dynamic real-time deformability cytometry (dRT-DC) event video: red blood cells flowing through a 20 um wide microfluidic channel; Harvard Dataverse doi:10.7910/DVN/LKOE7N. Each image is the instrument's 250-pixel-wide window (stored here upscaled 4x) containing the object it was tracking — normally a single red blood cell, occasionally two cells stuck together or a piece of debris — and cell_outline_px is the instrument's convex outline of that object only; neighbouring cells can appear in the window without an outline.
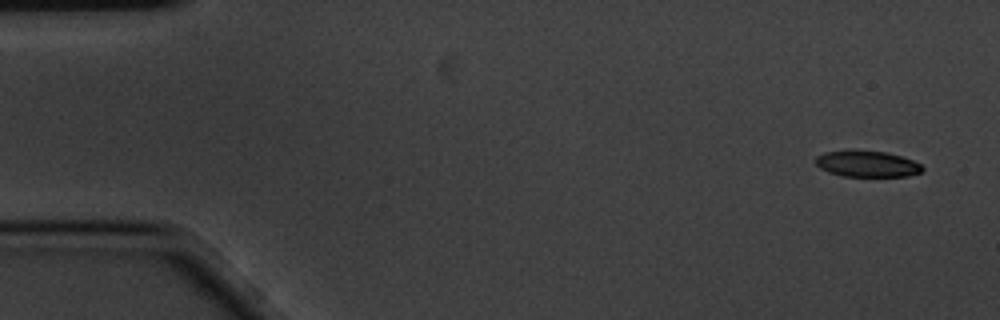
{"species": "common noctule bat (a hibernating species)", "species_latin": "Nyctalus noctula", "temperature_condition": "cold", "stored_images_in_passage": 7, "camera_frame_rate_fps": 3000, "um_per_image_px": 0.085, "animal": {"sex": "male", "body_mass_g": 20.1, "forearm_length_mm": 53.5}, "frame": {"image": 1, "passage_image": 1, "time_ms": 0.0, "image_size_px": [1000, 320], "cell_outline_px": [[924, 168], [920, 172], [908, 176], [844, 176], [828, 172], [820, 168], [816, 164], [816, 156], [824, 152], [884, 152], [900, 156], [912, 160], [920, 164]], "centroid_in_image_um": [73.71, 13.96], "position_along_channel_um": 11.3, "area_um2": 15.66}}
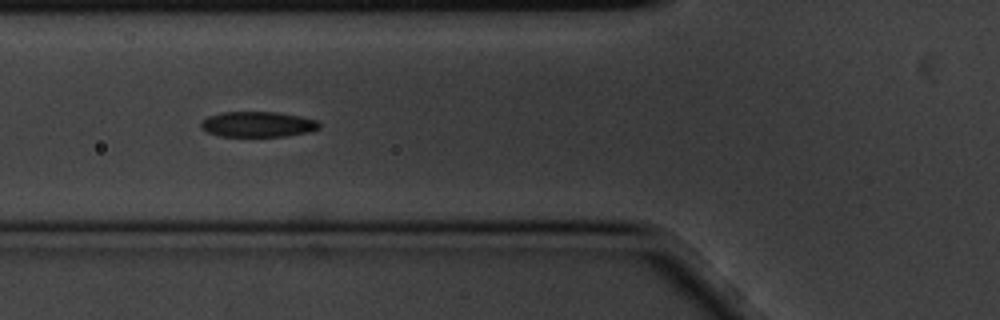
{"frame": {"image": 2, "passage_image": 6, "time_ms": 1.667, "image_size_px": [1000, 320], "cell_outline_px": [[320, 128], [312, 132], [284, 136], [220, 136], [208, 132], [200, 128], [200, 124], [208, 116], [220, 112], [276, 112], [300, 116], [316, 120], [320, 124]], "centroid_in_image_um": [21.92, 10.56], "position_along_channel_um": 103.9, "area_um2": 17.57}}
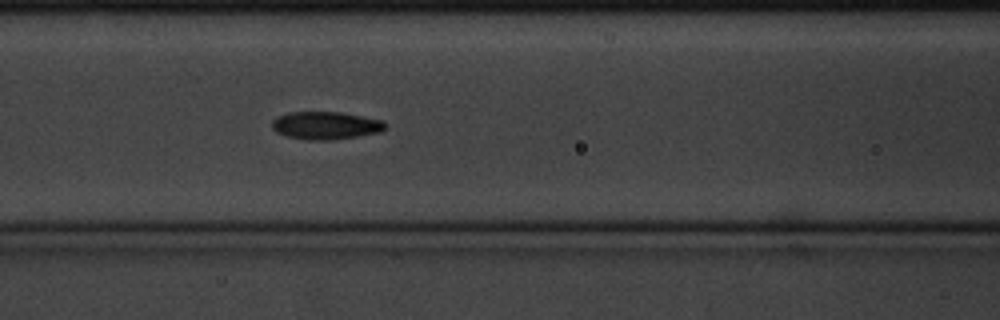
{"frame": {"image": 3, "passage_image": 7, "time_ms": 2.0, "image_size_px": [1000, 320], "cell_outline_px": [[388, 128], [380, 132], [332, 140], [308, 140], [288, 136], [276, 132], [272, 128], [272, 120], [288, 112], [340, 112], [384, 120], [388, 124]], "centroid_in_image_um": [27.73, 10.66], "position_along_channel_um": 138.9, "area_um2": 18.38}}